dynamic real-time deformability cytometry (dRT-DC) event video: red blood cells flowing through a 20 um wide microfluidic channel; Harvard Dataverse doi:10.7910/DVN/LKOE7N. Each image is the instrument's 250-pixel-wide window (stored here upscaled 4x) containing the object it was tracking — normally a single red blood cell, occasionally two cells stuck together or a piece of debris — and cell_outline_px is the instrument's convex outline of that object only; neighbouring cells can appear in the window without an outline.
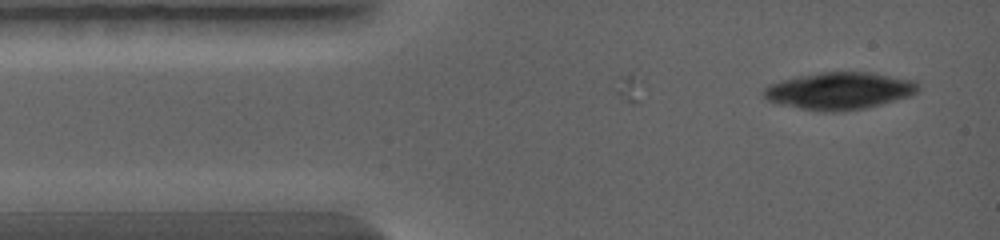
{"species": "common noctule bat (a hibernating species)", "species_latin": "Nyctalus noctula", "temperature_condition": "warm", "stored_images_in_passage": 4, "camera_frame_rate_fps": 5000, "um_per_image_px": 0.085, "animal": {"sex": "female", "body_mass_g": 19.0, "forearm_length_mm": 56.7}, "frame": {"image": 1, "passage_image": 1, "time_ms": 0.0, "image_size_px": [1000, 240], "cell_outline_px": [[920, 88], [916, 92], [908, 96], [868, 108], [844, 112], [824, 112], [800, 108], [780, 104], [768, 100], [760, 92], [768, 84], [780, 80], [796, 76], [820, 72], [868, 72], [916, 80]], "centroid_in_image_um": [71.32, 7.72], "position_along_channel_um": 13.7, "area_um2": 33.76}}